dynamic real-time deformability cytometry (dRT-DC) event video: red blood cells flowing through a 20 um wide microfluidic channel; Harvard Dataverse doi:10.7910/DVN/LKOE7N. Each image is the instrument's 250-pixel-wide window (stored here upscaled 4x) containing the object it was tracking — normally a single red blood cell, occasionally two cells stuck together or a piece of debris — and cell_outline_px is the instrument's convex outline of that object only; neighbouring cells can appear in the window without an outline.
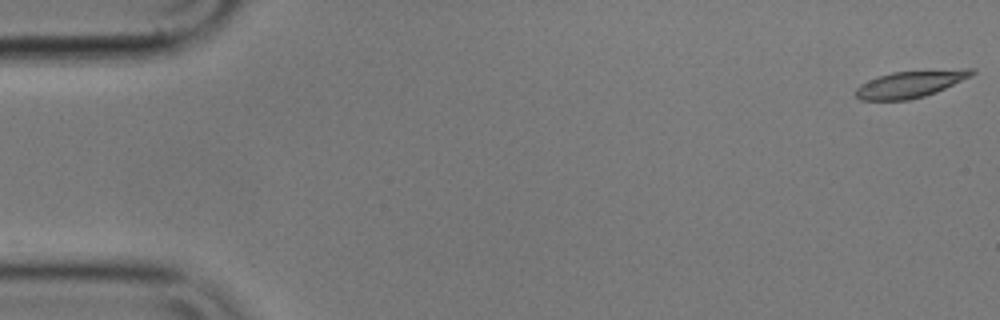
{"species": "common noctule bat (a hibernating species)", "species_latin": "Nyctalus noctula", "temperature_condition": "cold", "stored_images_in_passage": 57, "camera_frame_rate_fps": 3000, "um_per_image_px": 0.085, "animal": {"sex": "male", "body_mass_g": 17.9}, "frame": {"image": 1, "passage_image": 1, "time_ms": 0.0, "image_size_px": [1000, 320], "cell_outline_px": [[976, 72], [972, 76], [936, 92], [924, 96], [908, 100], [860, 100], [856, 96], [856, 88], [860, 84], [876, 76], [892, 72], [964, 68], [976, 68]], "centroid_in_image_um": [77.41, 7.13], "position_along_channel_um": 7.6, "area_um2": 18.38}}
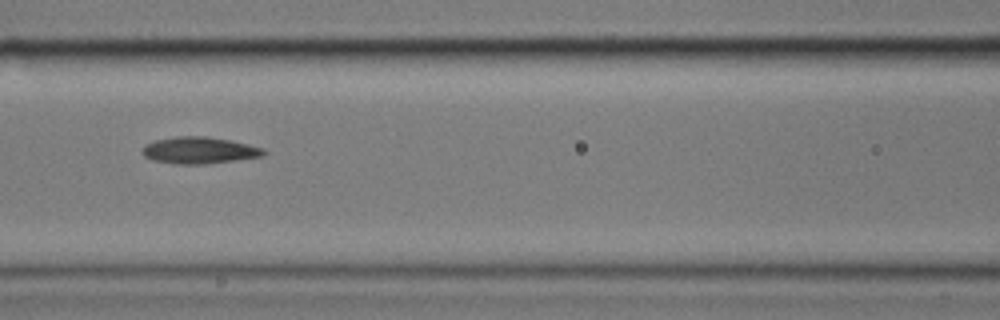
{"frame": {"image": 2, "passage_image": 25, "time_ms": 8.0, "image_size_px": [1000, 320], "cell_outline_px": [[268, 152], [264, 156], [236, 160], [204, 164], [176, 164], [152, 160], [144, 156], [144, 144], [156, 140], [176, 136], [204, 136], [232, 140], [264, 148]], "centroid_in_image_um": [16.99, 12.77], "position_along_channel_um": 149.6, "area_um2": 18.96}}
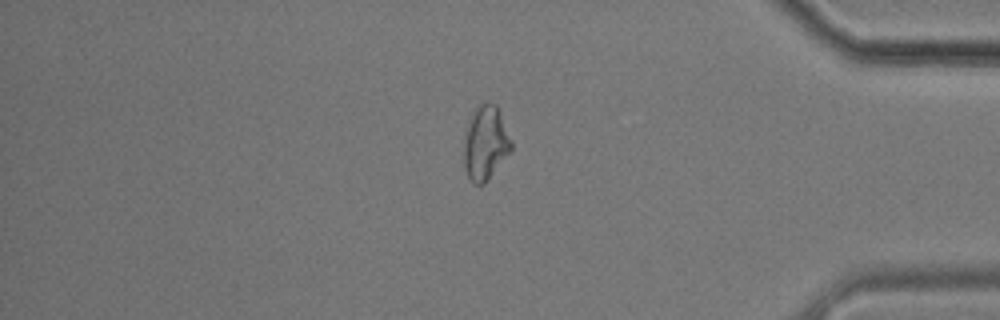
{"frame": {"image": 3, "passage_image": 48, "time_ms": 15.667, "image_size_px": [1000, 320], "cell_outline_px": [[512, 152], [484, 184], [476, 184], [468, 176], [464, 168], [464, 136], [472, 112], [476, 104], [496, 104], [500, 108], [512, 140]], "centroid_in_image_um": [41.3, 12.13], "position_along_channel_um": 393.9, "area_um2": 20.87}, "authors_computed_cell_mechanics": {"area_um2": 19.1896, "velocity_mm_per_s": 3.5643, "shape_relaxation_time_tau1_ms": 3.7214, "shape_relaxation_time_tau2_ms": null, "deformation_change_tau1": 0.1261, "deformation_change_tau2": null}}